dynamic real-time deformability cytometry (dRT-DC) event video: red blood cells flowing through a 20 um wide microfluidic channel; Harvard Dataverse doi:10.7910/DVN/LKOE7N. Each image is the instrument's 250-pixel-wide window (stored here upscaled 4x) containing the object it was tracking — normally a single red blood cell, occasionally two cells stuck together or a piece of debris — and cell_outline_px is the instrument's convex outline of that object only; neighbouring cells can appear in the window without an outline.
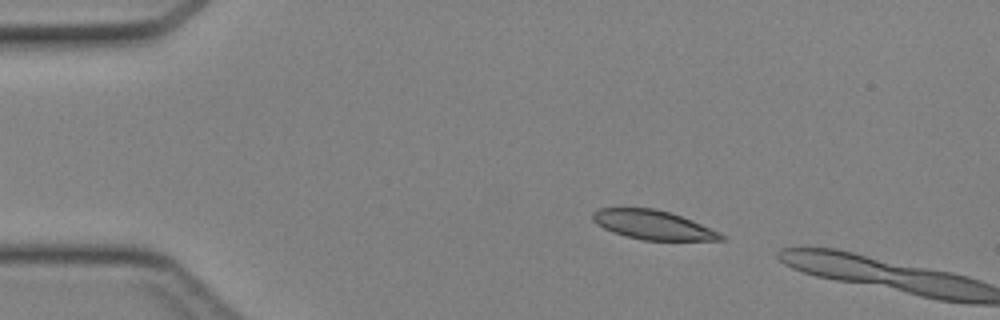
{"species": "Egyptian fruit bat (a non-hibernating species)", "species_latin": "Rousettus aegyptiacus", "temperature_condition": "cold", "stored_images_in_passage": 3, "camera_frame_rate_fps": 3000, "um_per_image_px": 0.085, "animal": {"sex": "female"}, "frame": {"image": 1, "passage_image": 1, "time_ms": 0.0, "image_size_px": [1000, 320], "cell_outline_px": [[728, 240], [644, 240], [612, 232], [596, 224], [592, 220], [592, 212], [600, 208], [656, 208], [692, 220], [720, 232], [728, 236]], "centroid_in_image_um": [55.53, 19.12], "position_along_channel_um": 29.5, "area_um2": 21.79}}